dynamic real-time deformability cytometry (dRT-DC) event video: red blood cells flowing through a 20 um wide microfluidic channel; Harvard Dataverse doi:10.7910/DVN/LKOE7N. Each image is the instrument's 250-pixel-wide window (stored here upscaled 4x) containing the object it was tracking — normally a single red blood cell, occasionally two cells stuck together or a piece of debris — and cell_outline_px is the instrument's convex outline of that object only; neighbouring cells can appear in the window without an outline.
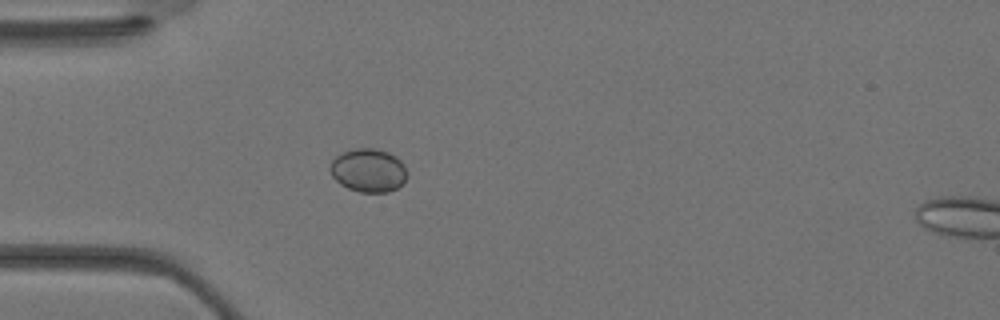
{"species": "Egyptian fruit bat (a non-hibernating species)", "species_latin": "Rousettus aegyptiacus", "temperature_condition": "warm", "stored_images_in_passage": 27, "camera_frame_rate_fps": 3000, "um_per_image_px": 0.085, "animal": {"sex": "female"}, "frame": {"image": 1, "passage_image": 6, "time_ms": 1.667, "image_size_px": [1000, 320], "cell_outline_px": [[408, 176], [396, 188], [388, 192], [360, 192], [348, 188], [340, 184], [332, 176], [328, 168], [332, 160], [336, 156], [344, 152], [356, 148], [376, 148], [388, 152], [396, 156], [404, 164]], "centroid_in_image_um": [31.3, 14.47], "position_along_channel_um": 53.7, "area_um2": 19.54}}
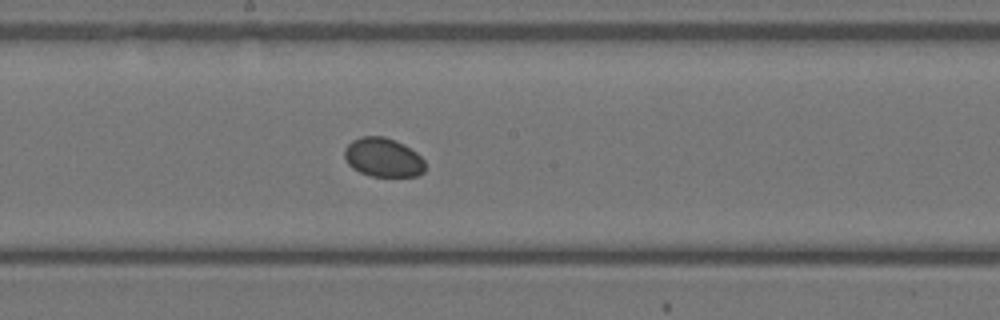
{"frame": {"image": 2, "passage_image": 15, "time_ms": 4.667, "image_size_px": [1000, 320], "cell_outline_px": [[424, 172], [416, 176], [372, 176], [360, 172], [352, 168], [348, 164], [344, 156], [344, 148], [352, 140], [360, 136], [384, 136], [404, 144], [416, 152], [424, 160]], "centroid_in_image_um": [32.55, 13.37], "position_along_channel_um": 215.7, "area_um2": 18.38}}
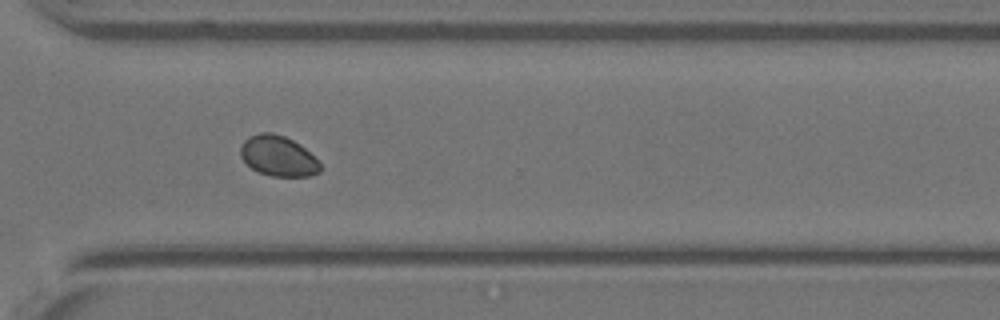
{"frame": {"image": 3, "passage_image": 22, "time_ms": 7.0, "image_size_px": [1000, 320], "cell_outline_px": [[320, 172], [312, 176], [272, 176], [260, 172], [252, 168], [240, 156], [240, 148], [244, 140], [248, 136], [260, 132], [272, 132], [284, 136], [300, 144], [320, 164]], "centroid_in_image_um": [23.62, 13.25], "position_along_channel_um": 347.0, "area_um2": 18.61}}